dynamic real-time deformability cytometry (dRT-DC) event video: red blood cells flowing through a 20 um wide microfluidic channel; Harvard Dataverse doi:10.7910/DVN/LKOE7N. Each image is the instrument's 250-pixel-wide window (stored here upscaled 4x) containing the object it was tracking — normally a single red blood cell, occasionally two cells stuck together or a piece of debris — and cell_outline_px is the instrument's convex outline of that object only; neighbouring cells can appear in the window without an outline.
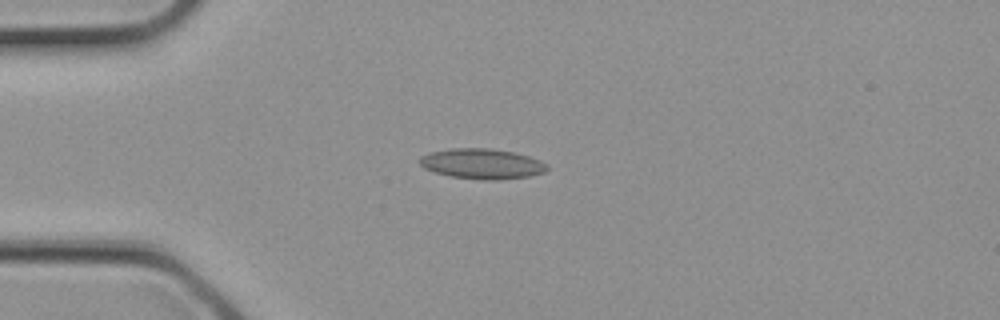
{"species": "common noctule bat (a hibernating species)", "species_latin": "Nyctalus noctula", "temperature_condition": "cold", "stored_images_in_passage": 3, "camera_frame_rate_fps": 3000, "um_per_image_px": 0.085, "animal": {"sex": "female", "body_mass_g": 21.9}, "frame": {"image": 1, "passage_image": 3, "time_ms": 0.667, "image_size_px": [1000, 320], "cell_outline_px": [[548, 168], [544, 172], [528, 176], [500, 180], [484, 180], [452, 176], [436, 172], [424, 168], [420, 164], [420, 156], [432, 152], [448, 148], [488, 148], [516, 152], [540, 160], [548, 164]], "centroid_in_image_um": [40.99, 13.91], "position_along_channel_um": 44.0, "area_um2": 22.43}}